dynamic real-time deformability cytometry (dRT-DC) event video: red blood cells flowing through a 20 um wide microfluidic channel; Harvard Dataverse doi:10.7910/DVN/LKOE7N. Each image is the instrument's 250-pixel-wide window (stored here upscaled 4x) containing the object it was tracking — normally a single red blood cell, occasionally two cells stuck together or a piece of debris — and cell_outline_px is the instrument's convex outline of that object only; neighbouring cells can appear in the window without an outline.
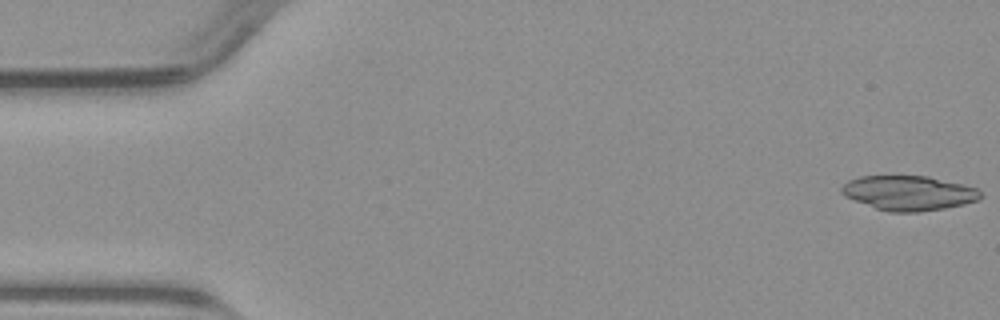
{"species": "common noctule bat (a hibernating species)", "species_latin": "Nyctalus noctula", "temperature_condition": "warm", "stored_images_in_passage": 10, "camera_frame_rate_fps": 3000, "um_per_image_px": 0.085, "animal": {"sex": "male", "body_mass_g": 23.1, "forearm_length_mm": 52.7}, "frame": {"image": 1, "passage_image": 1, "time_ms": 0.0, "image_size_px": [1000, 320], "cell_outline_px": [[984, 196], [976, 200], [964, 204], [944, 208], [920, 212], [888, 212], [876, 208], [844, 196], [840, 192], [840, 188], [848, 180], [860, 176], [928, 176], [976, 188]], "centroid_in_image_um": [77.21, 16.41], "position_along_channel_um": 7.8, "area_um2": 27.92}}